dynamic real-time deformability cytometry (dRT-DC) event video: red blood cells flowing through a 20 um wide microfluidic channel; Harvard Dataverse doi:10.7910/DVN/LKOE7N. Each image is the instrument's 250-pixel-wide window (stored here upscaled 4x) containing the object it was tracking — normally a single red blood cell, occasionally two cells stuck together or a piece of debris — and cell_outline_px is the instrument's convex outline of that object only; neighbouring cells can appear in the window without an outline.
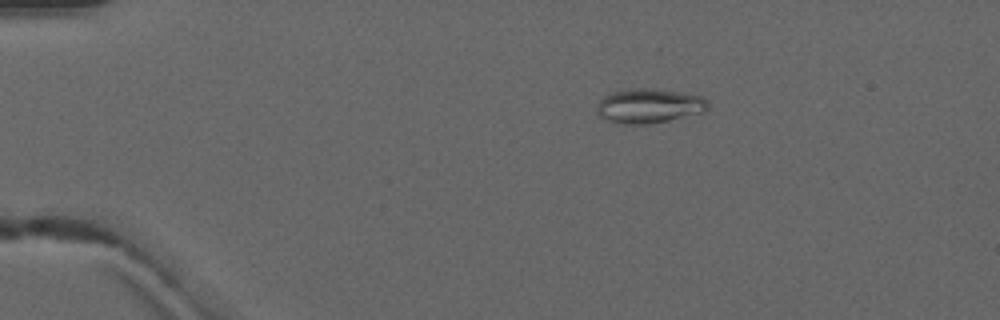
{"species": "common noctule bat (a hibernating species)", "species_latin": "Nyctalus noctula", "temperature_condition": "warm", "stored_images_in_passage": 5, "camera_frame_rate_fps": 3000, "um_per_image_px": 0.085, "animal": {"sex": "male", "forearm_length_mm": 52.5}, "frame": {"image": 1, "passage_image": 1, "time_ms": 0.0, "image_size_px": [1000, 320], "cell_outline_px": [[708, 108], [704, 112], [668, 120], [648, 124], [624, 124], [608, 120], [600, 116], [596, 112], [596, 104], [604, 96], [612, 92], [636, 88], [644, 88], [680, 92], [700, 96], [708, 104]], "centroid_in_image_um": [55.13, 9.0], "position_along_channel_um": 29.9, "area_um2": 22.02}}
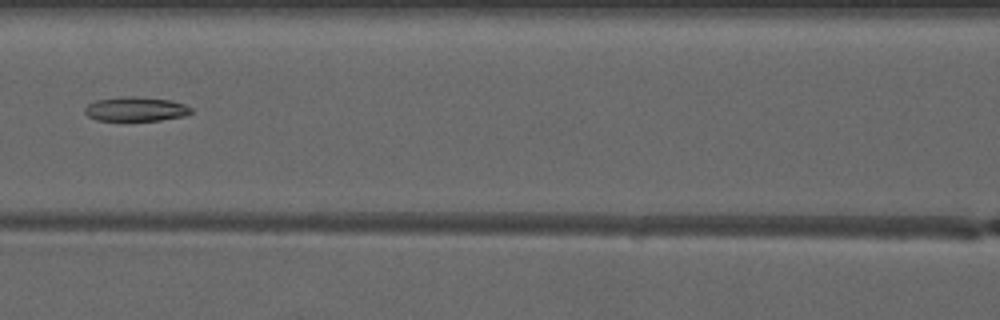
{"frame": {"image": 2, "passage_image": 5, "time_ms": 4.667, "image_size_px": [1000, 320], "cell_outline_px": [[192, 112], [184, 116], [160, 120], [96, 120], [88, 116], [84, 112], [84, 108], [88, 104], [96, 100], [124, 96], [140, 96], [172, 100], [184, 104], [192, 108]], "centroid_in_image_um": [11.55, 9.26], "position_along_channel_um": 155.1, "area_um2": 15.14}}